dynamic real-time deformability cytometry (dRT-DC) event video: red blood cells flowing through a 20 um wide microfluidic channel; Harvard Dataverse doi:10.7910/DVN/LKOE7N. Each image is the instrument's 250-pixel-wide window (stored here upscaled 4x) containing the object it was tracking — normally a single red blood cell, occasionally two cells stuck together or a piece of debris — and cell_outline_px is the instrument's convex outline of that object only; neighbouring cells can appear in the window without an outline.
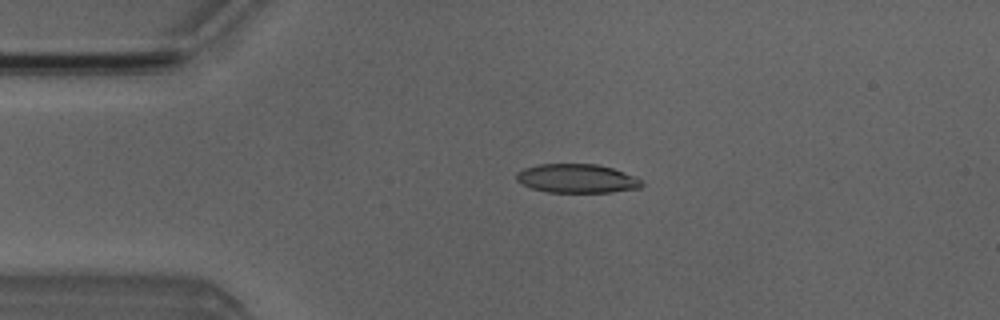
{"species": "Egyptian fruit bat (a non-hibernating species)", "species_latin": "Rousettus aegyptiacus", "temperature_condition": "room temperature", "stored_images_in_passage": 3, "camera_frame_rate_fps": 3000, "um_per_image_px": 0.085, "animal": {"sex": "male"}, "frame": {"image": 1, "passage_image": 2, "time_ms": 1.333, "image_size_px": [1000, 320], "cell_outline_px": [[644, 184], [640, 188], [608, 192], [548, 192], [532, 188], [516, 180], [516, 172], [524, 168], [540, 164], [596, 164], [612, 168], [632, 176], [640, 180]], "centroid_in_image_um": [49.0, 15.17], "position_along_channel_um": 36.0, "area_um2": 20.81}}